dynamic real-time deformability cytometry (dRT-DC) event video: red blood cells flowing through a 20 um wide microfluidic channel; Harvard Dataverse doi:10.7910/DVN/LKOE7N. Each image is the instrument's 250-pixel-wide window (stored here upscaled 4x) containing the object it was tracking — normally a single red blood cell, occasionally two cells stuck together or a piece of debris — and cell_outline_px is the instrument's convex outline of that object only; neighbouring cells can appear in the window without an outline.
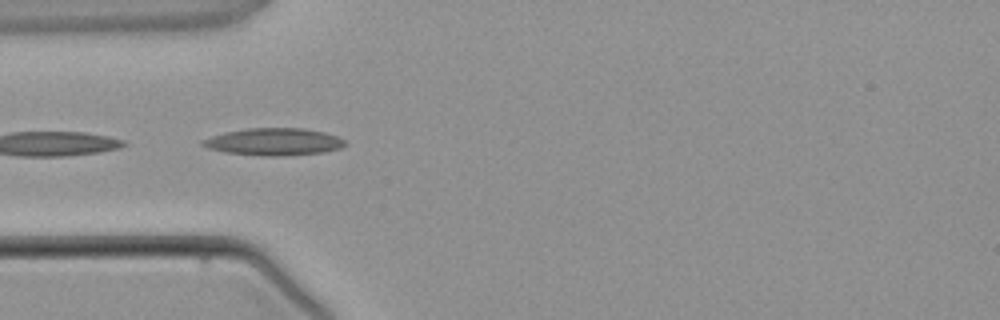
{"species": "common noctule bat (a hibernating species)", "species_latin": "Nyctalus noctula", "temperature_condition": "warm", "stored_images_in_passage": 3, "camera_frame_rate_fps": 3000, "um_per_image_px": 0.085, "animal": {"sex": "male", "body_mass_g": 21.5, "forearm_length_mm": 52.0}, "frame": {"image": 1, "passage_image": 3, "time_ms": 2.333, "image_size_px": [1000, 320], "cell_outline_px": [[348, 144], [340, 148], [324, 152], [284, 156], [264, 156], [224, 152], [208, 148], [200, 144], [200, 140], [224, 132], [248, 128], [304, 128], [324, 132], [336, 136], [344, 140]], "centroid_in_image_um": [23.27, 12.05], "position_along_channel_um": 61.7, "area_um2": 22.72}}